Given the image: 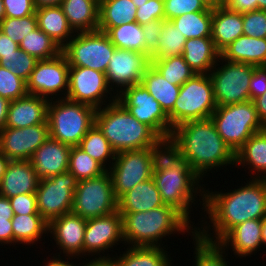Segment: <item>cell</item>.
<instances>
[{
    "instance_id": "1",
    "label": "cell",
    "mask_w": 266,
    "mask_h": 266,
    "mask_svg": "<svg viewBox=\"0 0 266 266\" xmlns=\"http://www.w3.org/2000/svg\"><path fill=\"white\" fill-rule=\"evenodd\" d=\"M245 184L225 193L205 191L204 212L208 214L207 218L210 219L209 223L212 226L201 225V228L196 229L201 238L218 243L232 228L242 222L263 219L266 216V179H252ZM210 226L213 227L214 233L209 230Z\"/></svg>"
},
{
    "instance_id": "2",
    "label": "cell",
    "mask_w": 266,
    "mask_h": 266,
    "mask_svg": "<svg viewBox=\"0 0 266 266\" xmlns=\"http://www.w3.org/2000/svg\"><path fill=\"white\" fill-rule=\"evenodd\" d=\"M167 146L187 161L201 179L213 168L235 165V152L219 135L211 118L177 125Z\"/></svg>"
},
{
    "instance_id": "3",
    "label": "cell",
    "mask_w": 266,
    "mask_h": 266,
    "mask_svg": "<svg viewBox=\"0 0 266 266\" xmlns=\"http://www.w3.org/2000/svg\"><path fill=\"white\" fill-rule=\"evenodd\" d=\"M152 178L165 205L174 207L190 223V209L198 193L202 198L204 210V193L206 188L200 186L202 180L187 161L179 157L166 146L156 159ZM199 190V191H198Z\"/></svg>"
},
{
    "instance_id": "4",
    "label": "cell",
    "mask_w": 266,
    "mask_h": 266,
    "mask_svg": "<svg viewBox=\"0 0 266 266\" xmlns=\"http://www.w3.org/2000/svg\"><path fill=\"white\" fill-rule=\"evenodd\" d=\"M95 124L116 154L123 151L167 146V142L151 127L138 121L117 100L96 109Z\"/></svg>"
},
{
    "instance_id": "5",
    "label": "cell",
    "mask_w": 266,
    "mask_h": 266,
    "mask_svg": "<svg viewBox=\"0 0 266 266\" xmlns=\"http://www.w3.org/2000/svg\"><path fill=\"white\" fill-rule=\"evenodd\" d=\"M119 213L122 216L124 243L129 246L162 247L163 237L188 231L193 236L197 229L174 207L165 204L145 212Z\"/></svg>"
},
{
    "instance_id": "6",
    "label": "cell",
    "mask_w": 266,
    "mask_h": 266,
    "mask_svg": "<svg viewBox=\"0 0 266 266\" xmlns=\"http://www.w3.org/2000/svg\"><path fill=\"white\" fill-rule=\"evenodd\" d=\"M57 99L49 100L47 116L49 135L71 147L79 146L81 139L95 124L96 109L67 98L57 97Z\"/></svg>"
},
{
    "instance_id": "7",
    "label": "cell",
    "mask_w": 266,
    "mask_h": 266,
    "mask_svg": "<svg viewBox=\"0 0 266 266\" xmlns=\"http://www.w3.org/2000/svg\"><path fill=\"white\" fill-rule=\"evenodd\" d=\"M216 108L209 74H195L181 86L174 107L167 114L171 134L173 128L181 123L210 118Z\"/></svg>"
},
{
    "instance_id": "8",
    "label": "cell",
    "mask_w": 266,
    "mask_h": 266,
    "mask_svg": "<svg viewBox=\"0 0 266 266\" xmlns=\"http://www.w3.org/2000/svg\"><path fill=\"white\" fill-rule=\"evenodd\" d=\"M210 118L219 135L234 152L254 133L265 128L251 100L217 106Z\"/></svg>"
},
{
    "instance_id": "9",
    "label": "cell",
    "mask_w": 266,
    "mask_h": 266,
    "mask_svg": "<svg viewBox=\"0 0 266 266\" xmlns=\"http://www.w3.org/2000/svg\"><path fill=\"white\" fill-rule=\"evenodd\" d=\"M165 147H150L117 153L108 172L118 200L137 184L152 178L156 159Z\"/></svg>"
},
{
    "instance_id": "10",
    "label": "cell",
    "mask_w": 266,
    "mask_h": 266,
    "mask_svg": "<svg viewBox=\"0 0 266 266\" xmlns=\"http://www.w3.org/2000/svg\"><path fill=\"white\" fill-rule=\"evenodd\" d=\"M116 47L106 32H77L62 48L70 67L92 68L105 73Z\"/></svg>"
},
{
    "instance_id": "11",
    "label": "cell",
    "mask_w": 266,
    "mask_h": 266,
    "mask_svg": "<svg viewBox=\"0 0 266 266\" xmlns=\"http://www.w3.org/2000/svg\"><path fill=\"white\" fill-rule=\"evenodd\" d=\"M219 60L221 66L217 62L209 72L213 83L216 105L224 106L249 101L250 80L256 67L246 63L226 61L221 57H219Z\"/></svg>"
},
{
    "instance_id": "12",
    "label": "cell",
    "mask_w": 266,
    "mask_h": 266,
    "mask_svg": "<svg viewBox=\"0 0 266 266\" xmlns=\"http://www.w3.org/2000/svg\"><path fill=\"white\" fill-rule=\"evenodd\" d=\"M118 211L111 175L78 181L74 191L72 212L84 219L102 217Z\"/></svg>"
},
{
    "instance_id": "13",
    "label": "cell",
    "mask_w": 266,
    "mask_h": 266,
    "mask_svg": "<svg viewBox=\"0 0 266 266\" xmlns=\"http://www.w3.org/2000/svg\"><path fill=\"white\" fill-rule=\"evenodd\" d=\"M77 185L78 180L69 171L41 179L35 192L38 213L49 223L71 212Z\"/></svg>"
},
{
    "instance_id": "14",
    "label": "cell",
    "mask_w": 266,
    "mask_h": 266,
    "mask_svg": "<svg viewBox=\"0 0 266 266\" xmlns=\"http://www.w3.org/2000/svg\"><path fill=\"white\" fill-rule=\"evenodd\" d=\"M117 101L138 121L151 127L165 142L171 137L168 115L141 83L125 88Z\"/></svg>"
},
{
    "instance_id": "15",
    "label": "cell",
    "mask_w": 266,
    "mask_h": 266,
    "mask_svg": "<svg viewBox=\"0 0 266 266\" xmlns=\"http://www.w3.org/2000/svg\"><path fill=\"white\" fill-rule=\"evenodd\" d=\"M111 91L105 73L92 68L69 67L67 99L99 109L103 105H108L105 104L107 98H110L109 103L117 100V95H111Z\"/></svg>"
},
{
    "instance_id": "16",
    "label": "cell",
    "mask_w": 266,
    "mask_h": 266,
    "mask_svg": "<svg viewBox=\"0 0 266 266\" xmlns=\"http://www.w3.org/2000/svg\"><path fill=\"white\" fill-rule=\"evenodd\" d=\"M69 67L63 53L51 59L38 60L29 79L26 81L28 94L47 98L48 100L50 98L54 100V95L59 94L64 95V97L61 95L59 98H66L68 93Z\"/></svg>"
},
{
    "instance_id": "17",
    "label": "cell",
    "mask_w": 266,
    "mask_h": 266,
    "mask_svg": "<svg viewBox=\"0 0 266 266\" xmlns=\"http://www.w3.org/2000/svg\"><path fill=\"white\" fill-rule=\"evenodd\" d=\"M150 65L149 55L116 48L105 72L113 94L118 95L125 88L141 83L143 74ZM114 87L117 92H114Z\"/></svg>"
},
{
    "instance_id": "18",
    "label": "cell",
    "mask_w": 266,
    "mask_h": 266,
    "mask_svg": "<svg viewBox=\"0 0 266 266\" xmlns=\"http://www.w3.org/2000/svg\"><path fill=\"white\" fill-rule=\"evenodd\" d=\"M117 242H124L122 216L118 211L87 219L83 240L84 256L89 253L88 256L100 255L99 258L95 256V259H112L110 255L105 256L104 252L119 244ZM100 252L104 256H101Z\"/></svg>"
},
{
    "instance_id": "19",
    "label": "cell",
    "mask_w": 266,
    "mask_h": 266,
    "mask_svg": "<svg viewBox=\"0 0 266 266\" xmlns=\"http://www.w3.org/2000/svg\"><path fill=\"white\" fill-rule=\"evenodd\" d=\"M49 124L0 130V153L9 160H30L37 148L49 138Z\"/></svg>"
},
{
    "instance_id": "20",
    "label": "cell",
    "mask_w": 266,
    "mask_h": 266,
    "mask_svg": "<svg viewBox=\"0 0 266 266\" xmlns=\"http://www.w3.org/2000/svg\"><path fill=\"white\" fill-rule=\"evenodd\" d=\"M86 222V219L71 211L48 223V233L50 236L53 235L58 249L71 259L74 256H83Z\"/></svg>"
},
{
    "instance_id": "21",
    "label": "cell",
    "mask_w": 266,
    "mask_h": 266,
    "mask_svg": "<svg viewBox=\"0 0 266 266\" xmlns=\"http://www.w3.org/2000/svg\"><path fill=\"white\" fill-rule=\"evenodd\" d=\"M70 150L71 146L49 136L29 160L37 177L41 180L68 171Z\"/></svg>"
},
{
    "instance_id": "22",
    "label": "cell",
    "mask_w": 266,
    "mask_h": 266,
    "mask_svg": "<svg viewBox=\"0 0 266 266\" xmlns=\"http://www.w3.org/2000/svg\"><path fill=\"white\" fill-rule=\"evenodd\" d=\"M49 100L27 94L10 101L5 127L24 128L47 123Z\"/></svg>"
},
{
    "instance_id": "23",
    "label": "cell",
    "mask_w": 266,
    "mask_h": 266,
    "mask_svg": "<svg viewBox=\"0 0 266 266\" xmlns=\"http://www.w3.org/2000/svg\"><path fill=\"white\" fill-rule=\"evenodd\" d=\"M40 179L29 160H10L0 181V195L12 198L35 193Z\"/></svg>"
},
{
    "instance_id": "24",
    "label": "cell",
    "mask_w": 266,
    "mask_h": 266,
    "mask_svg": "<svg viewBox=\"0 0 266 266\" xmlns=\"http://www.w3.org/2000/svg\"><path fill=\"white\" fill-rule=\"evenodd\" d=\"M262 219H251L232 228L218 243L227 248L232 246L234 255L251 256L262 244ZM228 246V247H227Z\"/></svg>"
},
{
    "instance_id": "25",
    "label": "cell",
    "mask_w": 266,
    "mask_h": 266,
    "mask_svg": "<svg viewBox=\"0 0 266 266\" xmlns=\"http://www.w3.org/2000/svg\"><path fill=\"white\" fill-rule=\"evenodd\" d=\"M243 35V14L222 5L212 10L211 38L221 52Z\"/></svg>"
},
{
    "instance_id": "26",
    "label": "cell",
    "mask_w": 266,
    "mask_h": 266,
    "mask_svg": "<svg viewBox=\"0 0 266 266\" xmlns=\"http://www.w3.org/2000/svg\"><path fill=\"white\" fill-rule=\"evenodd\" d=\"M223 60L246 63L255 67L266 66V38L242 35L220 52Z\"/></svg>"
},
{
    "instance_id": "27",
    "label": "cell",
    "mask_w": 266,
    "mask_h": 266,
    "mask_svg": "<svg viewBox=\"0 0 266 266\" xmlns=\"http://www.w3.org/2000/svg\"><path fill=\"white\" fill-rule=\"evenodd\" d=\"M182 56L196 74H209L218 62L220 52L211 37H199L186 39Z\"/></svg>"
},
{
    "instance_id": "28",
    "label": "cell",
    "mask_w": 266,
    "mask_h": 266,
    "mask_svg": "<svg viewBox=\"0 0 266 266\" xmlns=\"http://www.w3.org/2000/svg\"><path fill=\"white\" fill-rule=\"evenodd\" d=\"M100 0H62L61 8L75 33L98 30Z\"/></svg>"
},
{
    "instance_id": "29",
    "label": "cell",
    "mask_w": 266,
    "mask_h": 266,
    "mask_svg": "<svg viewBox=\"0 0 266 266\" xmlns=\"http://www.w3.org/2000/svg\"><path fill=\"white\" fill-rule=\"evenodd\" d=\"M163 205L153 178L137 184L117 200L118 212H145Z\"/></svg>"
},
{
    "instance_id": "30",
    "label": "cell",
    "mask_w": 266,
    "mask_h": 266,
    "mask_svg": "<svg viewBox=\"0 0 266 266\" xmlns=\"http://www.w3.org/2000/svg\"><path fill=\"white\" fill-rule=\"evenodd\" d=\"M238 164L239 166L248 165L252 175L256 174L253 179H266V127L254 133L235 152V165Z\"/></svg>"
},
{
    "instance_id": "31",
    "label": "cell",
    "mask_w": 266,
    "mask_h": 266,
    "mask_svg": "<svg viewBox=\"0 0 266 266\" xmlns=\"http://www.w3.org/2000/svg\"><path fill=\"white\" fill-rule=\"evenodd\" d=\"M38 27L63 48L75 32L69 26L60 5L36 9Z\"/></svg>"
},
{
    "instance_id": "32",
    "label": "cell",
    "mask_w": 266,
    "mask_h": 266,
    "mask_svg": "<svg viewBox=\"0 0 266 266\" xmlns=\"http://www.w3.org/2000/svg\"><path fill=\"white\" fill-rule=\"evenodd\" d=\"M136 12L132 0H100L98 30L107 33L112 27L136 22Z\"/></svg>"
},
{
    "instance_id": "33",
    "label": "cell",
    "mask_w": 266,
    "mask_h": 266,
    "mask_svg": "<svg viewBox=\"0 0 266 266\" xmlns=\"http://www.w3.org/2000/svg\"><path fill=\"white\" fill-rule=\"evenodd\" d=\"M164 247L129 246L119 257H112L118 266H172Z\"/></svg>"
},
{
    "instance_id": "34",
    "label": "cell",
    "mask_w": 266,
    "mask_h": 266,
    "mask_svg": "<svg viewBox=\"0 0 266 266\" xmlns=\"http://www.w3.org/2000/svg\"><path fill=\"white\" fill-rule=\"evenodd\" d=\"M141 84L159 102L166 114L173 109L181 86L169 83L152 65L143 74Z\"/></svg>"
},
{
    "instance_id": "35",
    "label": "cell",
    "mask_w": 266,
    "mask_h": 266,
    "mask_svg": "<svg viewBox=\"0 0 266 266\" xmlns=\"http://www.w3.org/2000/svg\"><path fill=\"white\" fill-rule=\"evenodd\" d=\"M11 221L15 245L16 243L33 245L43 234L48 233V222L40 214H14Z\"/></svg>"
},
{
    "instance_id": "36",
    "label": "cell",
    "mask_w": 266,
    "mask_h": 266,
    "mask_svg": "<svg viewBox=\"0 0 266 266\" xmlns=\"http://www.w3.org/2000/svg\"><path fill=\"white\" fill-rule=\"evenodd\" d=\"M171 21L186 39L211 37L212 10L183 14Z\"/></svg>"
},
{
    "instance_id": "37",
    "label": "cell",
    "mask_w": 266,
    "mask_h": 266,
    "mask_svg": "<svg viewBox=\"0 0 266 266\" xmlns=\"http://www.w3.org/2000/svg\"><path fill=\"white\" fill-rule=\"evenodd\" d=\"M19 48L37 60L51 59L62 53V48L58 43L39 27L23 38Z\"/></svg>"
},
{
    "instance_id": "38",
    "label": "cell",
    "mask_w": 266,
    "mask_h": 266,
    "mask_svg": "<svg viewBox=\"0 0 266 266\" xmlns=\"http://www.w3.org/2000/svg\"><path fill=\"white\" fill-rule=\"evenodd\" d=\"M107 35L116 48L145 54V39L142 25L139 23L132 22L112 27Z\"/></svg>"
},
{
    "instance_id": "39",
    "label": "cell",
    "mask_w": 266,
    "mask_h": 266,
    "mask_svg": "<svg viewBox=\"0 0 266 266\" xmlns=\"http://www.w3.org/2000/svg\"><path fill=\"white\" fill-rule=\"evenodd\" d=\"M79 147L93 159L98 161L106 170H108V167H106L108 164L106 163L111 160L113 163L116 156V153L110 146L109 141L96 124H94L87 134L81 139Z\"/></svg>"
},
{
    "instance_id": "40",
    "label": "cell",
    "mask_w": 266,
    "mask_h": 266,
    "mask_svg": "<svg viewBox=\"0 0 266 266\" xmlns=\"http://www.w3.org/2000/svg\"><path fill=\"white\" fill-rule=\"evenodd\" d=\"M186 42L185 36L178 30L171 20H164V27L159 35L157 49L151 54V60L183 55Z\"/></svg>"
},
{
    "instance_id": "41",
    "label": "cell",
    "mask_w": 266,
    "mask_h": 266,
    "mask_svg": "<svg viewBox=\"0 0 266 266\" xmlns=\"http://www.w3.org/2000/svg\"><path fill=\"white\" fill-rule=\"evenodd\" d=\"M78 181L101 176L107 170L79 146L71 147L69 153V168Z\"/></svg>"
},
{
    "instance_id": "42",
    "label": "cell",
    "mask_w": 266,
    "mask_h": 266,
    "mask_svg": "<svg viewBox=\"0 0 266 266\" xmlns=\"http://www.w3.org/2000/svg\"><path fill=\"white\" fill-rule=\"evenodd\" d=\"M151 65L171 84L182 86L196 72L184 61L183 56L151 60Z\"/></svg>"
},
{
    "instance_id": "43",
    "label": "cell",
    "mask_w": 266,
    "mask_h": 266,
    "mask_svg": "<svg viewBox=\"0 0 266 266\" xmlns=\"http://www.w3.org/2000/svg\"><path fill=\"white\" fill-rule=\"evenodd\" d=\"M192 239L195 240V266H230L224 257L226 248L219 243L204 240L197 233L193 235Z\"/></svg>"
},
{
    "instance_id": "44",
    "label": "cell",
    "mask_w": 266,
    "mask_h": 266,
    "mask_svg": "<svg viewBox=\"0 0 266 266\" xmlns=\"http://www.w3.org/2000/svg\"><path fill=\"white\" fill-rule=\"evenodd\" d=\"M37 61L35 57L18 48L14 53L3 55L0 58V66L27 81Z\"/></svg>"
},
{
    "instance_id": "45",
    "label": "cell",
    "mask_w": 266,
    "mask_h": 266,
    "mask_svg": "<svg viewBox=\"0 0 266 266\" xmlns=\"http://www.w3.org/2000/svg\"><path fill=\"white\" fill-rule=\"evenodd\" d=\"M38 28L36 13L21 18L5 17L0 22V30L11 40L20 44L28 33Z\"/></svg>"
},
{
    "instance_id": "46",
    "label": "cell",
    "mask_w": 266,
    "mask_h": 266,
    "mask_svg": "<svg viewBox=\"0 0 266 266\" xmlns=\"http://www.w3.org/2000/svg\"><path fill=\"white\" fill-rule=\"evenodd\" d=\"M28 94L26 81L0 66V96L14 101Z\"/></svg>"
},
{
    "instance_id": "47",
    "label": "cell",
    "mask_w": 266,
    "mask_h": 266,
    "mask_svg": "<svg viewBox=\"0 0 266 266\" xmlns=\"http://www.w3.org/2000/svg\"><path fill=\"white\" fill-rule=\"evenodd\" d=\"M204 10H213V8L208 7L202 0H164L165 20Z\"/></svg>"
},
{
    "instance_id": "48",
    "label": "cell",
    "mask_w": 266,
    "mask_h": 266,
    "mask_svg": "<svg viewBox=\"0 0 266 266\" xmlns=\"http://www.w3.org/2000/svg\"><path fill=\"white\" fill-rule=\"evenodd\" d=\"M243 35L266 38V10L257 9L243 13Z\"/></svg>"
},
{
    "instance_id": "49",
    "label": "cell",
    "mask_w": 266,
    "mask_h": 266,
    "mask_svg": "<svg viewBox=\"0 0 266 266\" xmlns=\"http://www.w3.org/2000/svg\"><path fill=\"white\" fill-rule=\"evenodd\" d=\"M136 22L140 25L153 20H165L164 0H148L145 4L137 7Z\"/></svg>"
},
{
    "instance_id": "50",
    "label": "cell",
    "mask_w": 266,
    "mask_h": 266,
    "mask_svg": "<svg viewBox=\"0 0 266 266\" xmlns=\"http://www.w3.org/2000/svg\"><path fill=\"white\" fill-rule=\"evenodd\" d=\"M5 17L21 18L36 13L33 0H3Z\"/></svg>"
},
{
    "instance_id": "51",
    "label": "cell",
    "mask_w": 266,
    "mask_h": 266,
    "mask_svg": "<svg viewBox=\"0 0 266 266\" xmlns=\"http://www.w3.org/2000/svg\"><path fill=\"white\" fill-rule=\"evenodd\" d=\"M9 200L12 210L16 215L39 214L35 193L19 194L9 198Z\"/></svg>"
},
{
    "instance_id": "52",
    "label": "cell",
    "mask_w": 266,
    "mask_h": 266,
    "mask_svg": "<svg viewBox=\"0 0 266 266\" xmlns=\"http://www.w3.org/2000/svg\"><path fill=\"white\" fill-rule=\"evenodd\" d=\"M164 27V20H153L142 25L143 35L145 39V54H151L157 49L159 35Z\"/></svg>"
},
{
    "instance_id": "53",
    "label": "cell",
    "mask_w": 266,
    "mask_h": 266,
    "mask_svg": "<svg viewBox=\"0 0 266 266\" xmlns=\"http://www.w3.org/2000/svg\"><path fill=\"white\" fill-rule=\"evenodd\" d=\"M250 100L266 93V66L256 67L250 80Z\"/></svg>"
},
{
    "instance_id": "54",
    "label": "cell",
    "mask_w": 266,
    "mask_h": 266,
    "mask_svg": "<svg viewBox=\"0 0 266 266\" xmlns=\"http://www.w3.org/2000/svg\"><path fill=\"white\" fill-rule=\"evenodd\" d=\"M224 6L243 14L257 10V0H225Z\"/></svg>"
},
{
    "instance_id": "55",
    "label": "cell",
    "mask_w": 266,
    "mask_h": 266,
    "mask_svg": "<svg viewBox=\"0 0 266 266\" xmlns=\"http://www.w3.org/2000/svg\"><path fill=\"white\" fill-rule=\"evenodd\" d=\"M12 219H1L0 218V243L12 244L13 243V230H12Z\"/></svg>"
},
{
    "instance_id": "56",
    "label": "cell",
    "mask_w": 266,
    "mask_h": 266,
    "mask_svg": "<svg viewBox=\"0 0 266 266\" xmlns=\"http://www.w3.org/2000/svg\"><path fill=\"white\" fill-rule=\"evenodd\" d=\"M19 48V44L11 40L0 30V58L3 55L14 53Z\"/></svg>"
},
{
    "instance_id": "57",
    "label": "cell",
    "mask_w": 266,
    "mask_h": 266,
    "mask_svg": "<svg viewBox=\"0 0 266 266\" xmlns=\"http://www.w3.org/2000/svg\"><path fill=\"white\" fill-rule=\"evenodd\" d=\"M253 102L260 122L266 127V93L255 98Z\"/></svg>"
},
{
    "instance_id": "58",
    "label": "cell",
    "mask_w": 266,
    "mask_h": 266,
    "mask_svg": "<svg viewBox=\"0 0 266 266\" xmlns=\"http://www.w3.org/2000/svg\"><path fill=\"white\" fill-rule=\"evenodd\" d=\"M14 212L12 210L9 198L0 195V218L12 219Z\"/></svg>"
},
{
    "instance_id": "59",
    "label": "cell",
    "mask_w": 266,
    "mask_h": 266,
    "mask_svg": "<svg viewBox=\"0 0 266 266\" xmlns=\"http://www.w3.org/2000/svg\"><path fill=\"white\" fill-rule=\"evenodd\" d=\"M10 101L0 96V130L5 128Z\"/></svg>"
},
{
    "instance_id": "60",
    "label": "cell",
    "mask_w": 266,
    "mask_h": 266,
    "mask_svg": "<svg viewBox=\"0 0 266 266\" xmlns=\"http://www.w3.org/2000/svg\"><path fill=\"white\" fill-rule=\"evenodd\" d=\"M56 255V257L55 256H53V259L51 260V258H50V261L48 260L47 262L48 263H46L45 265H43V266H78V265H74V264H72V263H69V259H70V257H67L68 259L66 260V261H64L63 259H61L60 258V254H55ZM82 266H85V265H83L82 264Z\"/></svg>"
},
{
    "instance_id": "61",
    "label": "cell",
    "mask_w": 266,
    "mask_h": 266,
    "mask_svg": "<svg viewBox=\"0 0 266 266\" xmlns=\"http://www.w3.org/2000/svg\"><path fill=\"white\" fill-rule=\"evenodd\" d=\"M85 266H118L113 259H92Z\"/></svg>"
},
{
    "instance_id": "62",
    "label": "cell",
    "mask_w": 266,
    "mask_h": 266,
    "mask_svg": "<svg viewBox=\"0 0 266 266\" xmlns=\"http://www.w3.org/2000/svg\"><path fill=\"white\" fill-rule=\"evenodd\" d=\"M36 9L47 6H58L62 0H33Z\"/></svg>"
},
{
    "instance_id": "63",
    "label": "cell",
    "mask_w": 266,
    "mask_h": 266,
    "mask_svg": "<svg viewBox=\"0 0 266 266\" xmlns=\"http://www.w3.org/2000/svg\"><path fill=\"white\" fill-rule=\"evenodd\" d=\"M9 159L3 155L2 153H0V181L5 173L6 167L9 163Z\"/></svg>"
},
{
    "instance_id": "64",
    "label": "cell",
    "mask_w": 266,
    "mask_h": 266,
    "mask_svg": "<svg viewBox=\"0 0 266 266\" xmlns=\"http://www.w3.org/2000/svg\"><path fill=\"white\" fill-rule=\"evenodd\" d=\"M210 8H217L224 5L225 0H202Z\"/></svg>"
},
{
    "instance_id": "65",
    "label": "cell",
    "mask_w": 266,
    "mask_h": 266,
    "mask_svg": "<svg viewBox=\"0 0 266 266\" xmlns=\"http://www.w3.org/2000/svg\"><path fill=\"white\" fill-rule=\"evenodd\" d=\"M262 244L266 247V216L262 219Z\"/></svg>"
},
{
    "instance_id": "66",
    "label": "cell",
    "mask_w": 266,
    "mask_h": 266,
    "mask_svg": "<svg viewBox=\"0 0 266 266\" xmlns=\"http://www.w3.org/2000/svg\"><path fill=\"white\" fill-rule=\"evenodd\" d=\"M5 18V7L3 5V0H0V22Z\"/></svg>"
},
{
    "instance_id": "67",
    "label": "cell",
    "mask_w": 266,
    "mask_h": 266,
    "mask_svg": "<svg viewBox=\"0 0 266 266\" xmlns=\"http://www.w3.org/2000/svg\"><path fill=\"white\" fill-rule=\"evenodd\" d=\"M257 9L266 10V0H257Z\"/></svg>"
},
{
    "instance_id": "68",
    "label": "cell",
    "mask_w": 266,
    "mask_h": 266,
    "mask_svg": "<svg viewBox=\"0 0 266 266\" xmlns=\"http://www.w3.org/2000/svg\"><path fill=\"white\" fill-rule=\"evenodd\" d=\"M148 0H132V2L139 7L140 5H143L147 2Z\"/></svg>"
}]
</instances>
